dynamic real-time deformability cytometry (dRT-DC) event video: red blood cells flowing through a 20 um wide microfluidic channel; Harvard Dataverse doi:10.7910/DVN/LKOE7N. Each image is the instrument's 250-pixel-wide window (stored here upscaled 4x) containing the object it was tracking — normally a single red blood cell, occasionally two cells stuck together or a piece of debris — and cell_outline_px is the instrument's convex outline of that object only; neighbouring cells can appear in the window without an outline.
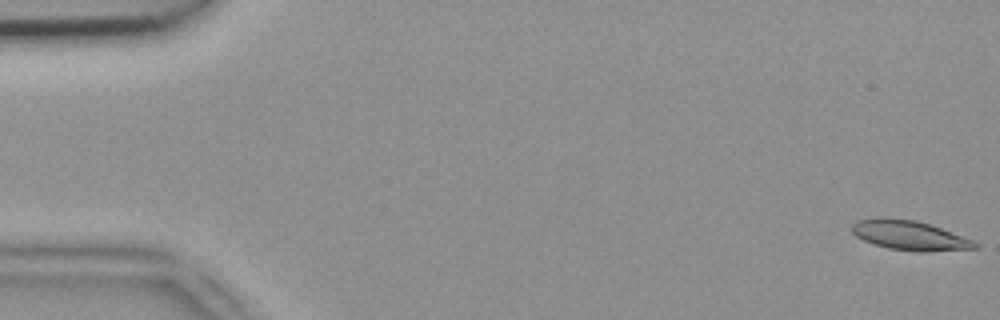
{"species": "common noctule bat (a hibernating species)", "species_latin": "Nyctalus noctula", "temperature_condition": "room temperature", "stored_images_in_passage": 50, "camera_frame_rate_fps": 3000, "um_per_image_px": 0.085, "animal": {"sex": "female", "body_mass_g": 18.4}, "frame": {"image": 1, "passage_image": 1, "time_ms": 0.0, "image_size_px": [1000, 320], "cell_outline_px": [[980, 248], [924, 252], [916, 252], [888, 248], [872, 244], [856, 236], [852, 232], [852, 224], [856, 220], [876, 216], [888, 216], [916, 220], [940, 228], [972, 240], [980, 244]], "centroid_in_image_um": [77.26, 19.99], "position_along_channel_um": 7.7, "area_um2": 21.56}}
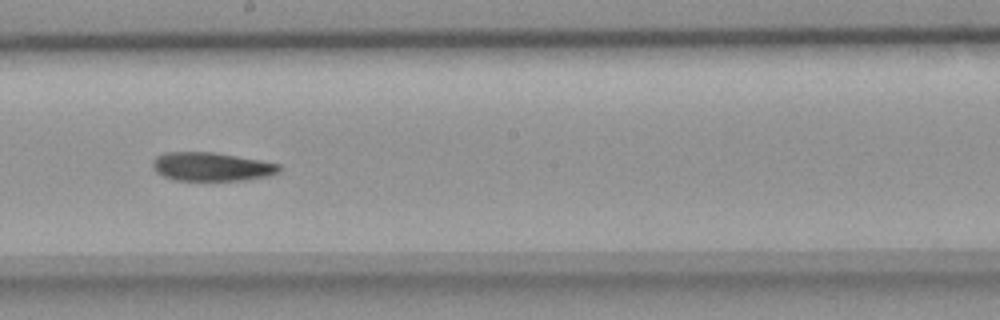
{"frame": {"image": 2, "passage_image": 28, "time_ms": 9.0, "image_size_px": [1000, 320], "cell_outline_px": [[280, 172], [268, 176], [244, 180], [176, 180], [164, 176], [156, 172], [152, 168], [152, 160], [156, 156], [164, 152], [212, 152], [260, 160], [280, 164]], "centroid_in_image_um": [17.96, 14.16], "position_along_channel_um": 230.2, "area_um2": 21.1}}
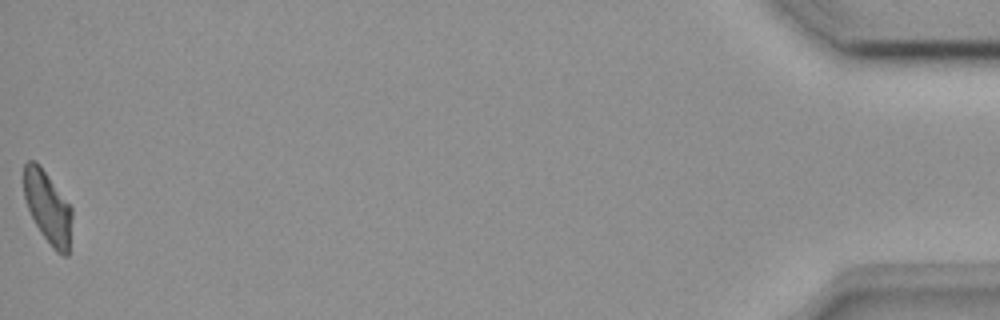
{"frame": {"image": 3, "passage_image": 50, "time_ms": 16.333, "image_size_px": [1000, 320], "cell_outline_px": [[72, 216], [68, 256], [64, 256], [56, 252], [52, 248], [40, 232], [28, 208], [24, 196], [24, 164], [28, 160], [36, 160], [40, 164], [72, 208]], "centroid_in_image_um": [4.06, 17.62], "position_along_channel_um": 431.1, "area_um2": 20.23}}